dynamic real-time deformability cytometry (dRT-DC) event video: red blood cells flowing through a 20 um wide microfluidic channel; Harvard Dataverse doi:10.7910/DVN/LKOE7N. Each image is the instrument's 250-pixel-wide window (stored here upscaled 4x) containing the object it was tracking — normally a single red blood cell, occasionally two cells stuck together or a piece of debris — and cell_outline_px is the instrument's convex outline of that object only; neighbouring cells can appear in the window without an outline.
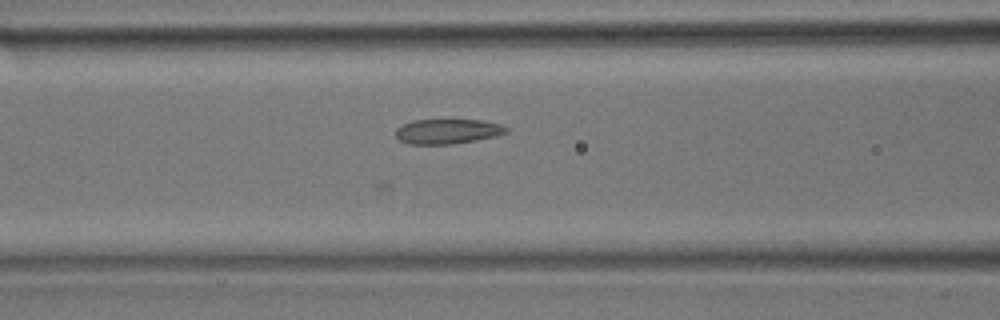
{"species": "common noctule bat (a hibernating species)", "species_latin": "Nyctalus noctula", "temperature_condition": "room temperature", "stored_images_in_passage": 28, "camera_frame_rate_fps": 3000, "um_per_image_px": 0.085, "animal": {"sex": "male", "body_mass_g": 17.9}, "frame": {"image": 1, "passage_image": 4, "time_ms": 1.0, "image_size_px": [1000, 320], "cell_outline_px": [[512, 128], [508, 132], [496, 136], [476, 140], [452, 144], [408, 144], [400, 140], [396, 136], [396, 128], [412, 120], [484, 120], [500, 124]], "centroid_in_image_um": [38.09, 11.16], "position_along_channel_um": 128.5, "area_um2": 16.13}}
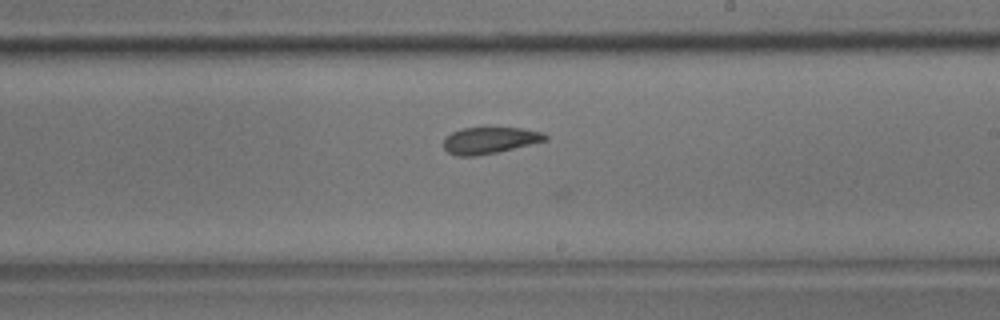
{"frame": {"image": 2, "passage_image": 11, "time_ms": 3.333, "image_size_px": [1000, 320], "cell_outline_px": [[548, 140], [496, 152], [476, 156], [456, 156], [448, 152], [444, 148], [444, 140], [452, 132], [464, 128], [520, 128], [544, 132], [548, 136]], "centroid_in_image_um": [41.64, 11.93], "position_along_channel_um": 247.4, "area_um2": 15.55}}
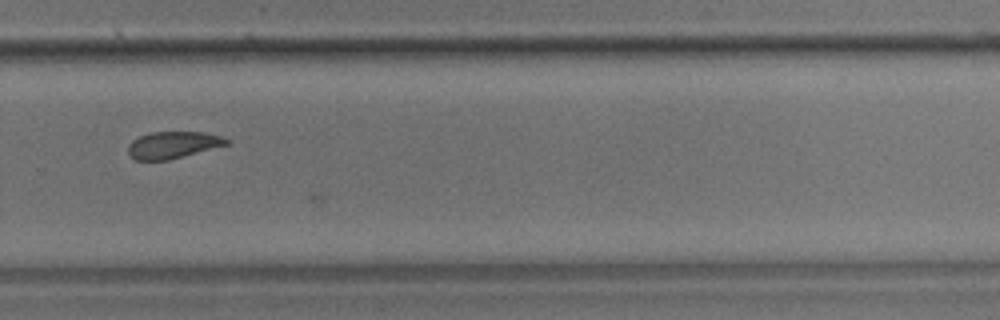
{"frame": {"image": 3, "passage_image": 15, "time_ms": 4.667, "image_size_px": [1000, 320], "cell_outline_px": [[232, 144], [168, 160], [136, 160], [128, 152], [128, 144], [132, 140], [140, 136], [152, 132], [204, 132], [220, 136], [232, 140]], "centroid_in_image_um": [14.76, 12.31], "position_along_channel_um": 315.0, "area_um2": 15.55}}